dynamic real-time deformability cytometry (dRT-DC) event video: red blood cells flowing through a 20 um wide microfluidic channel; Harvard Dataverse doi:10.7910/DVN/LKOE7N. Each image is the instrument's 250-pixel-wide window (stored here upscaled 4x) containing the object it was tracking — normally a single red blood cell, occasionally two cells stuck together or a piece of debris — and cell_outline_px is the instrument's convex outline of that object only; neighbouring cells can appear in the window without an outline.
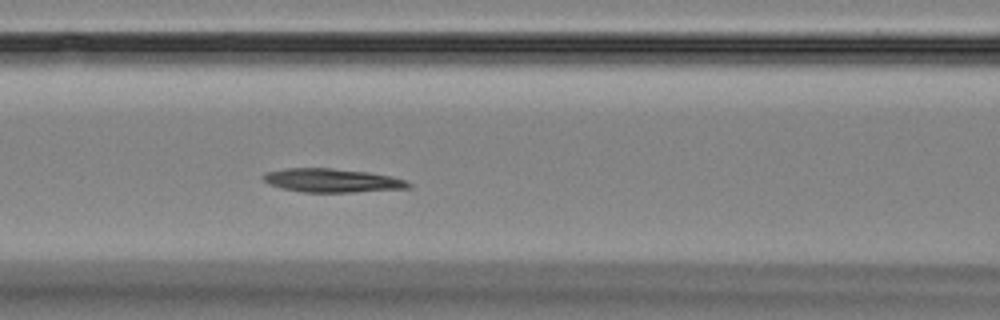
{"species": "Egyptian fruit bat (a non-hibernating species)", "species_latin": "Rousettus aegyptiacus", "temperature_condition": "room temperature", "stored_images_in_passage": 7, "segment_of_instrument_passage": [1, 2], "camera_frame_rate_fps": 3000, "um_per_image_px": 0.085, "animal": {"sex": "female"}, "frame": {"image": 1, "passage_image": 6, "time_ms": 5.667, "image_size_px": [1000, 320], "cell_outline_px": [[412, 188], [352, 192], [304, 192], [280, 188], [268, 184], [260, 176], [264, 172], [288, 168], [332, 168], [368, 172], [392, 176], [404, 180], [412, 184]], "centroid_in_image_um": [28.21, 15.34], "position_along_channel_um": 138.4, "area_um2": 20.17}}